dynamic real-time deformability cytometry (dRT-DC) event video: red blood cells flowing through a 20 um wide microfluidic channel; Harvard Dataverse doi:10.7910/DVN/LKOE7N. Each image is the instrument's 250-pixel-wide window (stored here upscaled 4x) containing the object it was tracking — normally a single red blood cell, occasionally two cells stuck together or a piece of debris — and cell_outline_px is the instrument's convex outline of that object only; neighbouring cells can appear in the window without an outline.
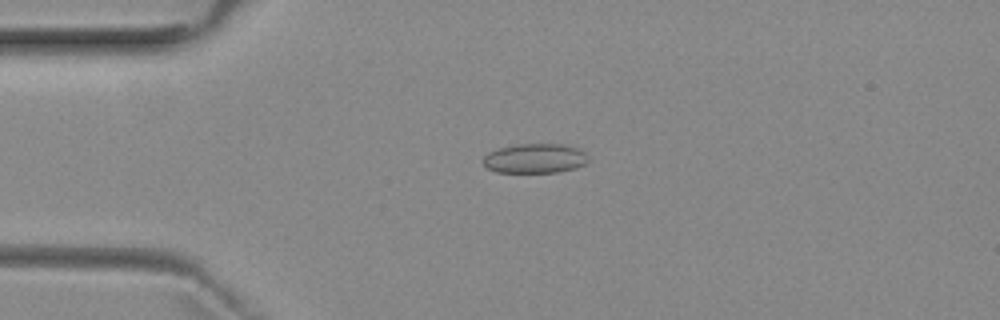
{"species": "common noctule bat (a hibernating species)", "species_latin": "Nyctalus noctula", "temperature_condition": "room temperature", "stored_images_in_passage": 5, "camera_frame_rate_fps": 3000, "um_per_image_px": 0.085, "animal": {"sex": "female", "body_mass_g": 29.2, "forearm_length_mm": 56.3}, "frame": {"image": 1, "passage_image": 1, "time_ms": 0.0, "image_size_px": [1000, 320], "cell_outline_px": [[588, 160], [584, 164], [576, 168], [556, 172], [496, 172], [488, 168], [480, 160], [488, 152], [500, 148], [516, 144], [564, 144], [580, 148], [588, 156]], "centroid_in_image_um": [45.47, 13.46], "position_along_channel_um": 39.5, "area_um2": 18.21}}
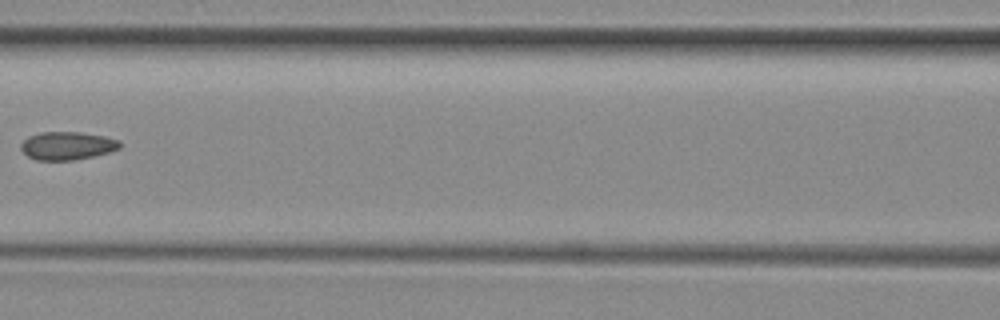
{"frame": {"image": 2, "passage_image": 4, "time_ms": 3.667, "image_size_px": [1000, 320], "cell_outline_px": [[120, 148], [108, 152], [92, 156], [72, 160], [36, 160], [28, 156], [20, 148], [20, 144], [28, 136], [40, 132], [80, 132], [104, 136], [120, 140]], "centroid_in_image_um": [5.69, 12.38], "position_along_channel_um": 160.9, "area_um2": 16.13}}
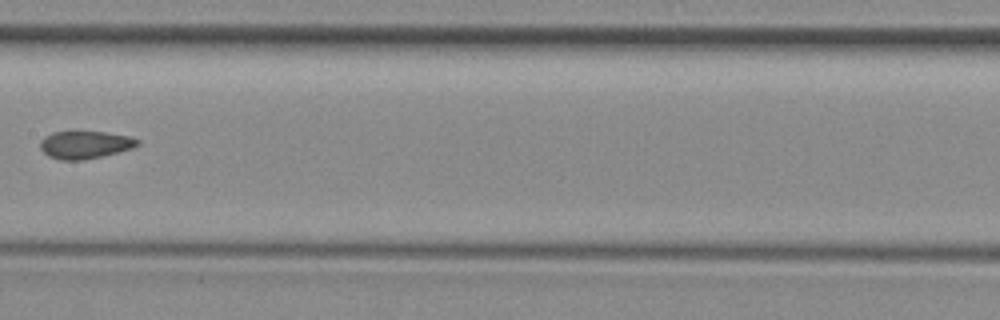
{"frame": {"image": 3, "passage_image": 5, "time_ms": 4.667, "image_size_px": [1000, 320], "cell_outline_px": [[140, 144], [132, 148], [104, 156], [84, 160], [60, 160], [48, 156], [40, 148], [40, 140], [44, 136], [52, 132], [104, 132], [132, 136], [140, 140]], "centroid_in_image_um": [7.24, 12.31], "position_along_channel_um": 200.2, "area_um2": 15.84}}